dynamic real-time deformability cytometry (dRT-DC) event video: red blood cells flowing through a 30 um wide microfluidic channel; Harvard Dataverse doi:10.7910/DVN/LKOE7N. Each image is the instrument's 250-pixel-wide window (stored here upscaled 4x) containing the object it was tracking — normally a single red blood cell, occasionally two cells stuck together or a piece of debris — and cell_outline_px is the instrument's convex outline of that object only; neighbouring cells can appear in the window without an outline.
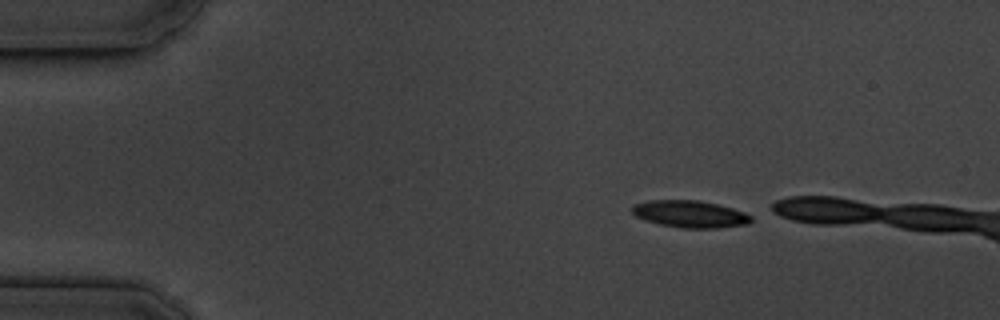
{"species": "common noctule bat (a hibernating species)", "species_latin": "Nyctalus noctula", "temperature_condition": "cold", "stored_images_in_passage": 8, "camera_frame_rate_fps": 3000, "um_per_image_px": 0.085, "animal": {"sex": "male", "body_mass_g": 19.5, "forearm_length_mm": 54.6}, "frame": {"image": 1, "passage_image": 1, "time_ms": 0.0, "image_size_px": [1000, 320], "cell_outline_px": [[752, 220], [748, 224], [716, 228], [680, 228], [660, 224], [644, 220], [636, 216], [632, 212], [632, 204], [652, 200], [696, 200], [716, 204], [732, 208], [744, 212], [752, 216]], "centroid_in_image_um": [58.64, 18.2], "position_along_channel_um": 26.4, "area_um2": 18.73}}